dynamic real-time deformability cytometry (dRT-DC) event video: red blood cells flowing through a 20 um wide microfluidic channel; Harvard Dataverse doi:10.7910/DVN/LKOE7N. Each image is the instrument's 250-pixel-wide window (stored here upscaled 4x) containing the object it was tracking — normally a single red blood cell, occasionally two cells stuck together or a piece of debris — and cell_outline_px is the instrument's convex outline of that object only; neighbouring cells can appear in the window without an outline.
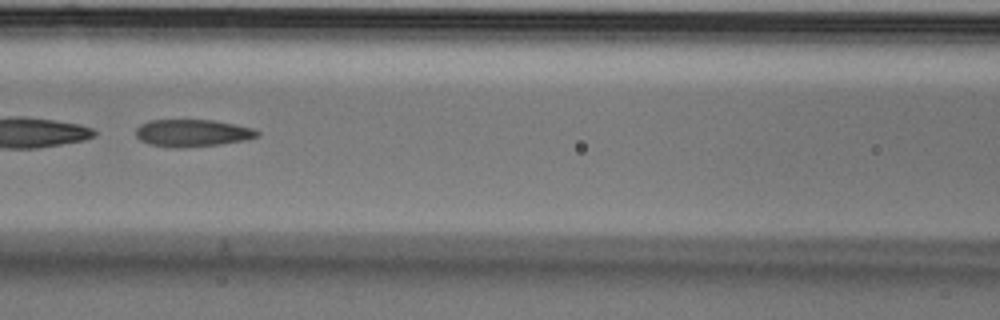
{"species": "Egyptian fruit bat (a non-hibernating species)", "species_latin": "Rousettus aegyptiacus", "temperature_condition": "cold", "stored_images_in_passage": 54, "camera_frame_rate_fps": 3000, "um_per_image_px": 0.085, "animal": {"sex": "male"}, "frame": {"image": 1, "passage_image": 24, "time_ms": 7.667, "image_size_px": [1000, 320], "cell_outline_px": [[260, 136], [248, 140], [220, 144], [184, 148], [172, 148], [148, 144], [140, 140], [136, 136], [136, 128], [140, 124], [148, 120], [216, 120], [252, 128], [260, 132]], "centroid_in_image_um": [16.36, 11.31], "position_along_channel_um": 150.2, "area_um2": 19.59}}
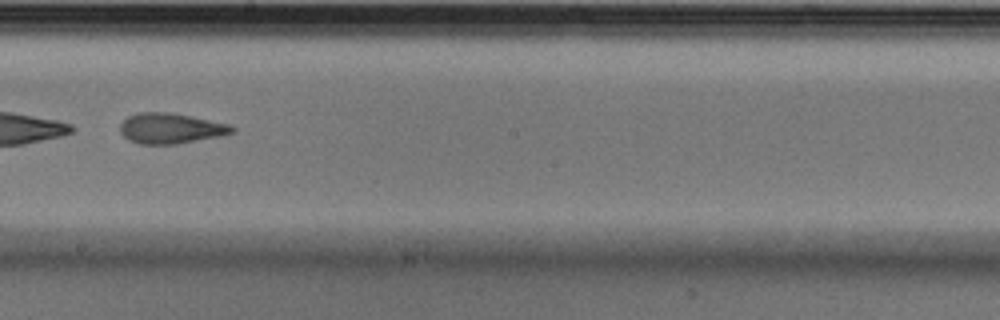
{"frame": {"image": 2, "passage_image": 31, "time_ms": 10.0, "image_size_px": [1000, 320], "cell_outline_px": [[236, 132], [224, 136], [176, 144], [140, 144], [128, 140], [120, 132], [120, 124], [128, 116], [140, 112], [172, 112], [192, 116], [228, 124], [236, 128]], "centroid_in_image_um": [14.54, 10.91], "position_along_channel_um": 233.7, "area_um2": 20.11}}